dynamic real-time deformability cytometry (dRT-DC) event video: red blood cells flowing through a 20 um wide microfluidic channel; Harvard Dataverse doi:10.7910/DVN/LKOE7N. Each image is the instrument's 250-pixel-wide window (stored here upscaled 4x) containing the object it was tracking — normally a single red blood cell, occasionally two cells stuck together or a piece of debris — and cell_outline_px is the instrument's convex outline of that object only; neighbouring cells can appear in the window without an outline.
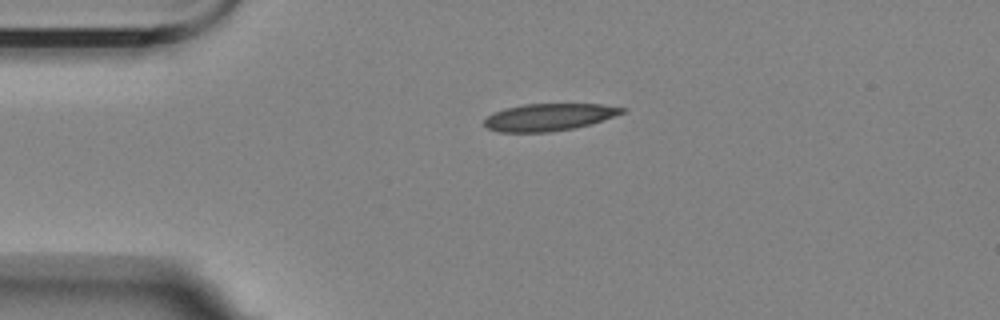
{"species": "Egyptian fruit bat (a non-hibernating species)", "species_latin": "Rousettus aegyptiacus", "temperature_condition": "room temperature", "stored_images_in_passage": 2, "camera_frame_rate_fps": 3000, "um_per_image_px": 0.085, "animal": {"sex": "female"}, "frame": {"image": 1, "passage_image": 1, "time_ms": 0.0, "image_size_px": [1000, 320], "cell_outline_px": [[624, 112], [588, 124], [572, 128], [548, 132], [500, 132], [488, 128], [484, 124], [484, 120], [488, 116], [504, 108], [524, 104], [600, 104], [624, 108]], "centroid_in_image_um": [46.59, 9.95], "position_along_channel_um": 38.4, "area_um2": 21.33}}